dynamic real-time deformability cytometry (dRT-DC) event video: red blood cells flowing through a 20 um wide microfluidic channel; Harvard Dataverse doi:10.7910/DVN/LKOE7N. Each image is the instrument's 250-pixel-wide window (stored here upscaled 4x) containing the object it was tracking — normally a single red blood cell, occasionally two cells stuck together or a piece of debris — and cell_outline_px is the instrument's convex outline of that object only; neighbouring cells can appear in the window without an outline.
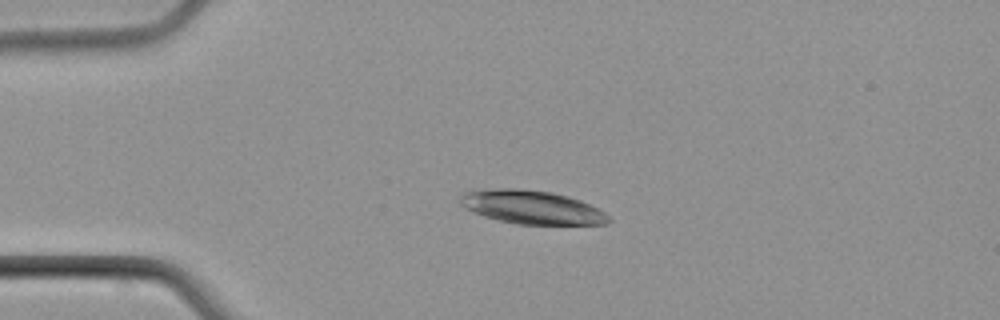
{"species": "common noctule bat (a hibernating species)", "species_latin": "Nyctalus noctula", "temperature_condition": "cold", "stored_images_in_passage": 4, "camera_frame_rate_fps": 3000, "um_per_image_px": 0.085, "animal": {"sex": "male", "body_mass_g": 21.5, "forearm_length_mm": 52.0}, "frame": {"image": 1, "passage_image": 2, "time_ms": 1.667, "image_size_px": [1000, 320], "cell_outline_px": [[612, 220], [608, 224], [516, 224], [484, 216], [472, 212], [460, 204], [460, 196], [464, 192], [500, 188], [516, 188], [552, 192], [568, 196], [580, 200], [604, 212]], "centroid_in_image_um": [45.2, 17.61], "position_along_channel_um": 39.8, "area_um2": 28.78}}